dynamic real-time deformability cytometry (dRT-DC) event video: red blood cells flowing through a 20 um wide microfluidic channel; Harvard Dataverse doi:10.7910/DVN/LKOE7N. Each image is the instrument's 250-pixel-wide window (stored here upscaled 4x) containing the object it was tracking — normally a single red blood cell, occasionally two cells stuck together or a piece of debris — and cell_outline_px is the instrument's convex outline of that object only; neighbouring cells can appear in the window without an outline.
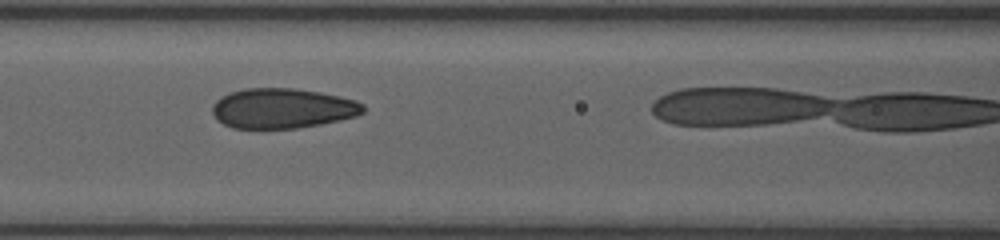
{"species": "human", "species_latin": "Homo sapiens", "temperature_condition": "room temperature", "stored_images_in_passage": 17, "camera_frame_rate_fps": 3000, "um_per_image_px": 0.085, "donor": {"sex": "female"}, "frame": {"image": 1, "passage_image": 6, "time_ms": 1.333, "image_size_px": [1000, 240], "cell_outline_px": [[364, 112], [356, 116], [340, 120], [320, 124], [296, 128], [232, 128], [216, 120], [212, 112], [212, 104], [220, 96], [244, 88], [292, 88], [340, 96], [356, 100], [364, 104]], "centroid_in_image_um": [23.99, 9.21], "position_along_channel_um": 142.6, "area_um2": 35.2}}
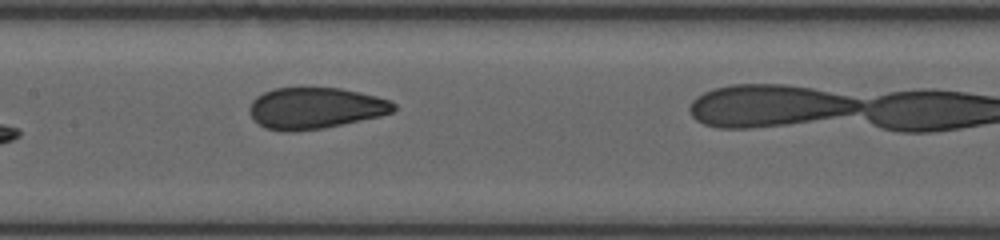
{"frame": {"image": 2, "passage_image": 10, "time_ms": 2.333, "image_size_px": [1000, 240], "cell_outline_px": [[396, 108], [392, 112], [380, 116], [324, 128], [292, 132], [280, 132], [264, 128], [248, 112], [248, 108], [252, 100], [256, 96], [272, 88], [340, 88], [360, 92], [392, 100], [396, 104]], "centroid_in_image_um": [26.78, 9.19], "position_along_channel_um": 180.6, "area_um2": 34.97}}
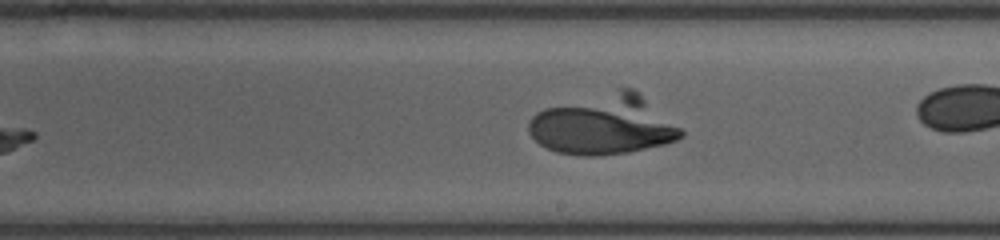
{"frame": {"image": 3, "passage_image": 12, "time_ms": 3.0, "image_size_px": [1000, 240], "cell_outline_px": [[684, 136], [676, 140], [664, 144], [628, 152], [600, 156], [580, 156], [556, 152], [540, 144], [528, 132], [528, 124], [532, 116], [536, 112], [544, 108], [620, 88], [632, 88], [680, 128], [684, 132]], "centroid_in_image_um": [51.26, 10.63], "position_along_channel_um": 237.7, "area_um2": 52.48}}